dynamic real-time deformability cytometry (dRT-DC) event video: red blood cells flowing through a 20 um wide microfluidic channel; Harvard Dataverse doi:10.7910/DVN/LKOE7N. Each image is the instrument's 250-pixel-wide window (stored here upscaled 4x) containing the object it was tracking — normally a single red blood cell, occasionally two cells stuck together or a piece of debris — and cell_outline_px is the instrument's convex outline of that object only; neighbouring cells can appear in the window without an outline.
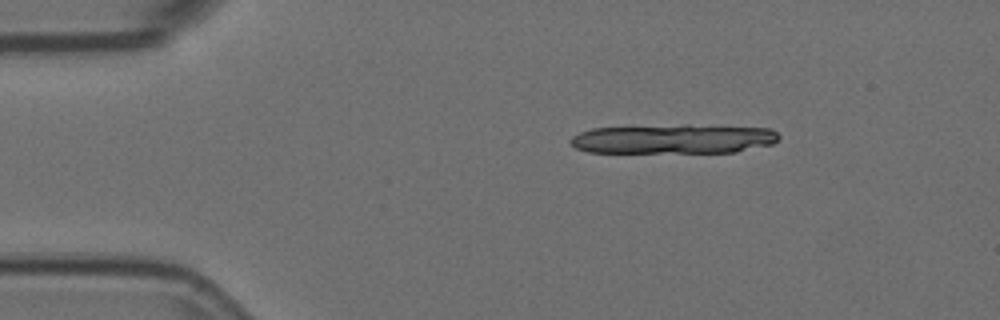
{"species": "Egyptian fruit bat (a non-hibernating species)", "species_latin": "Rousettus aegyptiacus", "temperature_condition": "room temperature", "stored_images_in_passage": 7, "camera_frame_rate_fps": 3000, "um_per_image_px": 0.085, "animal": {"sex": "female"}, "frame": {"image": 1, "passage_image": 1, "time_ms": 0.0, "image_size_px": [1000, 320], "cell_outline_px": [[780, 136], [772, 144], [736, 152], [588, 152], [576, 148], [568, 144], [568, 140], [572, 136], [580, 132], [592, 128], [684, 124], [688, 124], [772, 128]], "centroid_in_image_um": [57.22, 11.79], "position_along_channel_um": 27.8, "area_um2": 36.13}}